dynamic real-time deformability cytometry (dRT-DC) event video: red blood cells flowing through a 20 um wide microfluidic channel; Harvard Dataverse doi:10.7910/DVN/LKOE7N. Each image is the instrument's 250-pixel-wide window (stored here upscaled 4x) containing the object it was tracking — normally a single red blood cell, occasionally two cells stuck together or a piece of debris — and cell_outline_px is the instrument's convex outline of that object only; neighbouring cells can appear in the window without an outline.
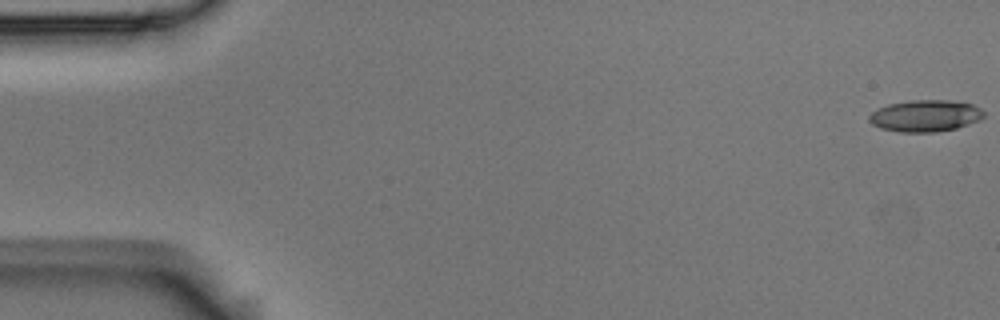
{"species": "Egyptian fruit bat (a non-hibernating species)", "species_latin": "Rousettus aegyptiacus", "temperature_condition": "room temperature", "stored_images_in_passage": 55, "camera_frame_rate_fps": 3000, "um_per_image_px": 0.085, "animal": {"sex": "male"}, "frame": {"image": 1, "passage_image": 1, "time_ms": 0.0, "image_size_px": [1000, 320], "cell_outline_px": [[984, 116], [980, 120], [956, 128], [936, 132], [900, 132], [880, 128], [872, 124], [868, 120], [868, 116], [872, 112], [888, 104], [912, 100], [948, 100], [972, 104], [980, 108], [984, 112]], "centroid_in_image_um": [78.65, 9.85], "position_along_channel_um": 6.4, "area_um2": 21.15}}
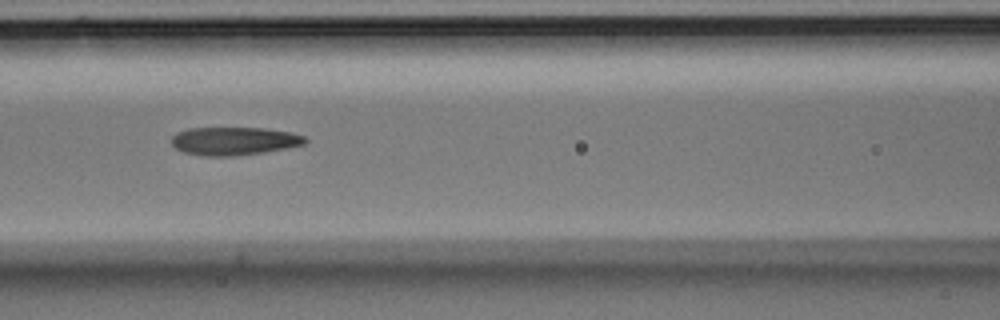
{"frame": {"image": 2, "passage_image": 24, "time_ms": 7.667, "image_size_px": [1000, 320], "cell_outline_px": [[308, 140], [304, 144], [284, 148], [260, 152], [228, 156], [204, 156], [184, 152], [176, 148], [172, 144], [172, 136], [176, 132], [188, 128], [264, 128], [292, 132], [304, 136]], "centroid_in_image_um": [19.87, 11.97], "position_along_channel_um": 146.7, "area_um2": 21.68}}
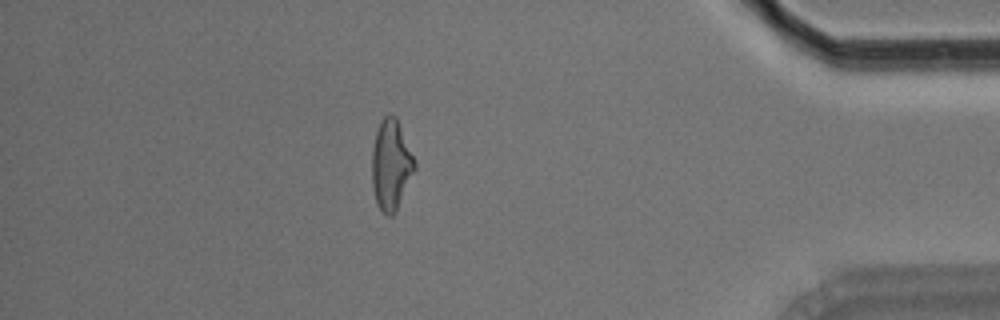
{"frame": {"image": 3, "passage_image": 48, "time_ms": 15.667, "image_size_px": [1000, 320], "cell_outline_px": [[416, 168], [396, 212], [392, 216], [388, 216], [380, 208], [376, 200], [372, 184], [372, 148], [376, 132], [380, 120], [388, 112], [392, 112], [396, 116], [416, 160]], "centroid_in_image_um": [33.25, 13.96], "position_along_channel_um": 401.9, "area_um2": 22.72}, "authors_computed_cell_mechanics": {"area_um2": 21.9062, "velocity_mm_per_s": 3.7081, "shape_relaxation_time_tau1_ms": 7.0074, "shape_relaxation_time_tau2_ms": 2.8288, "deformation_change_tau1": 0.2187, "deformation_change_tau2": 0.1243}}